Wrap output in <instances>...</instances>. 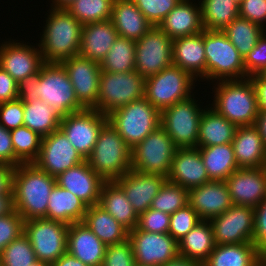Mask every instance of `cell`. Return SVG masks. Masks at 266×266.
Here are the masks:
<instances>
[{"label": "cell", "mask_w": 266, "mask_h": 266, "mask_svg": "<svg viewBox=\"0 0 266 266\" xmlns=\"http://www.w3.org/2000/svg\"><path fill=\"white\" fill-rule=\"evenodd\" d=\"M55 185L56 178L34 163H21L14 168L12 177L14 210L24 221L45 218L50 194Z\"/></svg>", "instance_id": "1"}, {"label": "cell", "mask_w": 266, "mask_h": 266, "mask_svg": "<svg viewBox=\"0 0 266 266\" xmlns=\"http://www.w3.org/2000/svg\"><path fill=\"white\" fill-rule=\"evenodd\" d=\"M47 12L38 41L44 62L61 63L77 56L83 25L65 8L49 7Z\"/></svg>", "instance_id": "2"}, {"label": "cell", "mask_w": 266, "mask_h": 266, "mask_svg": "<svg viewBox=\"0 0 266 266\" xmlns=\"http://www.w3.org/2000/svg\"><path fill=\"white\" fill-rule=\"evenodd\" d=\"M213 107L236 126H251L255 124L258 115L257 95L250 78L242 80H220L209 84Z\"/></svg>", "instance_id": "3"}, {"label": "cell", "mask_w": 266, "mask_h": 266, "mask_svg": "<svg viewBox=\"0 0 266 266\" xmlns=\"http://www.w3.org/2000/svg\"><path fill=\"white\" fill-rule=\"evenodd\" d=\"M86 160L104 181H115L131 170V149L107 122L100 130L93 151Z\"/></svg>", "instance_id": "4"}, {"label": "cell", "mask_w": 266, "mask_h": 266, "mask_svg": "<svg viewBox=\"0 0 266 266\" xmlns=\"http://www.w3.org/2000/svg\"><path fill=\"white\" fill-rule=\"evenodd\" d=\"M206 83L246 79L244 58L222 30L204 29Z\"/></svg>", "instance_id": "5"}, {"label": "cell", "mask_w": 266, "mask_h": 266, "mask_svg": "<svg viewBox=\"0 0 266 266\" xmlns=\"http://www.w3.org/2000/svg\"><path fill=\"white\" fill-rule=\"evenodd\" d=\"M108 122L132 149L160 126L161 112L145 97L132 101L108 116Z\"/></svg>", "instance_id": "6"}, {"label": "cell", "mask_w": 266, "mask_h": 266, "mask_svg": "<svg viewBox=\"0 0 266 266\" xmlns=\"http://www.w3.org/2000/svg\"><path fill=\"white\" fill-rule=\"evenodd\" d=\"M198 82L189 72L172 65L145 78L144 97L161 112L197 93Z\"/></svg>", "instance_id": "7"}, {"label": "cell", "mask_w": 266, "mask_h": 266, "mask_svg": "<svg viewBox=\"0 0 266 266\" xmlns=\"http://www.w3.org/2000/svg\"><path fill=\"white\" fill-rule=\"evenodd\" d=\"M201 101L194 94L161 111L160 126L178 148L197 147L200 118L208 102L211 103L208 100L204 106Z\"/></svg>", "instance_id": "8"}, {"label": "cell", "mask_w": 266, "mask_h": 266, "mask_svg": "<svg viewBox=\"0 0 266 266\" xmlns=\"http://www.w3.org/2000/svg\"><path fill=\"white\" fill-rule=\"evenodd\" d=\"M145 78L138 72L101 71L98 103L95 109L108 116L126 104L144 97Z\"/></svg>", "instance_id": "9"}, {"label": "cell", "mask_w": 266, "mask_h": 266, "mask_svg": "<svg viewBox=\"0 0 266 266\" xmlns=\"http://www.w3.org/2000/svg\"><path fill=\"white\" fill-rule=\"evenodd\" d=\"M37 96L61 117L85 107L78 101L73 85L61 63H44L40 69Z\"/></svg>", "instance_id": "10"}, {"label": "cell", "mask_w": 266, "mask_h": 266, "mask_svg": "<svg viewBox=\"0 0 266 266\" xmlns=\"http://www.w3.org/2000/svg\"><path fill=\"white\" fill-rule=\"evenodd\" d=\"M177 148L165 130L159 126L131 149V169L167 178Z\"/></svg>", "instance_id": "11"}, {"label": "cell", "mask_w": 266, "mask_h": 266, "mask_svg": "<svg viewBox=\"0 0 266 266\" xmlns=\"http://www.w3.org/2000/svg\"><path fill=\"white\" fill-rule=\"evenodd\" d=\"M69 225L45 218L24 221V234L28 237L39 261L53 265L67 253Z\"/></svg>", "instance_id": "12"}, {"label": "cell", "mask_w": 266, "mask_h": 266, "mask_svg": "<svg viewBox=\"0 0 266 266\" xmlns=\"http://www.w3.org/2000/svg\"><path fill=\"white\" fill-rule=\"evenodd\" d=\"M173 40L158 26L136 41L135 71L147 78L173 65Z\"/></svg>", "instance_id": "13"}, {"label": "cell", "mask_w": 266, "mask_h": 266, "mask_svg": "<svg viewBox=\"0 0 266 266\" xmlns=\"http://www.w3.org/2000/svg\"><path fill=\"white\" fill-rule=\"evenodd\" d=\"M108 117L95 108H85L61 118L59 129L86 160L92 153L98 134Z\"/></svg>", "instance_id": "14"}, {"label": "cell", "mask_w": 266, "mask_h": 266, "mask_svg": "<svg viewBox=\"0 0 266 266\" xmlns=\"http://www.w3.org/2000/svg\"><path fill=\"white\" fill-rule=\"evenodd\" d=\"M5 39H0V66L17 83L40 71L45 62L37 42Z\"/></svg>", "instance_id": "15"}, {"label": "cell", "mask_w": 266, "mask_h": 266, "mask_svg": "<svg viewBox=\"0 0 266 266\" xmlns=\"http://www.w3.org/2000/svg\"><path fill=\"white\" fill-rule=\"evenodd\" d=\"M128 239L138 265L162 266L179 255L178 242L169 233L146 232L136 227L128 232Z\"/></svg>", "instance_id": "16"}, {"label": "cell", "mask_w": 266, "mask_h": 266, "mask_svg": "<svg viewBox=\"0 0 266 266\" xmlns=\"http://www.w3.org/2000/svg\"><path fill=\"white\" fill-rule=\"evenodd\" d=\"M209 222L216 245L252 242L254 207L232 205Z\"/></svg>", "instance_id": "17"}, {"label": "cell", "mask_w": 266, "mask_h": 266, "mask_svg": "<svg viewBox=\"0 0 266 266\" xmlns=\"http://www.w3.org/2000/svg\"><path fill=\"white\" fill-rule=\"evenodd\" d=\"M83 161L85 159L74 148L65 134L58 129L42 138L39 155L33 163L56 178L59 174Z\"/></svg>", "instance_id": "18"}, {"label": "cell", "mask_w": 266, "mask_h": 266, "mask_svg": "<svg viewBox=\"0 0 266 266\" xmlns=\"http://www.w3.org/2000/svg\"><path fill=\"white\" fill-rule=\"evenodd\" d=\"M73 85L76 98L85 108H95L98 103L100 63L79 55L61 62Z\"/></svg>", "instance_id": "19"}, {"label": "cell", "mask_w": 266, "mask_h": 266, "mask_svg": "<svg viewBox=\"0 0 266 266\" xmlns=\"http://www.w3.org/2000/svg\"><path fill=\"white\" fill-rule=\"evenodd\" d=\"M233 205L256 207L266 197V171L238 168L226 180Z\"/></svg>", "instance_id": "20"}, {"label": "cell", "mask_w": 266, "mask_h": 266, "mask_svg": "<svg viewBox=\"0 0 266 266\" xmlns=\"http://www.w3.org/2000/svg\"><path fill=\"white\" fill-rule=\"evenodd\" d=\"M167 178L159 174H144L131 169L115 182L123 189L127 199L139 216L148 210Z\"/></svg>", "instance_id": "21"}, {"label": "cell", "mask_w": 266, "mask_h": 266, "mask_svg": "<svg viewBox=\"0 0 266 266\" xmlns=\"http://www.w3.org/2000/svg\"><path fill=\"white\" fill-rule=\"evenodd\" d=\"M188 204L200 220L209 221L225 212L233 204L225 181L210 180L188 190Z\"/></svg>", "instance_id": "22"}, {"label": "cell", "mask_w": 266, "mask_h": 266, "mask_svg": "<svg viewBox=\"0 0 266 266\" xmlns=\"http://www.w3.org/2000/svg\"><path fill=\"white\" fill-rule=\"evenodd\" d=\"M104 182L89 166L87 160L56 177L58 186L76 195L88 207L98 204Z\"/></svg>", "instance_id": "23"}, {"label": "cell", "mask_w": 266, "mask_h": 266, "mask_svg": "<svg viewBox=\"0 0 266 266\" xmlns=\"http://www.w3.org/2000/svg\"><path fill=\"white\" fill-rule=\"evenodd\" d=\"M167 180L187 190L211 180L197 147L176 149Z\"/></svg>", "instance_id": "24"}, {"label": "cell", "mask_w": 266, "mask_h": 266, "mask_svg": "<svg viewBox=\"0 0 266 266\" xmlns=\"http://www.w3.org/2000/svg\"><path fill=\"white\" fill-rule=\"evenodd\" d=\"M173 65L189 72L196 80L206 81V58L204 30L200 33L180 37L172 42Z\"/></svg>", "instance_id": "25"}, {"label": "cell", "mask_w": 266, "mask_h": 266, "mask_svg": "<svg viewBox=\"0 0 266 266\" xmlns=\"http://www.w3.org/2000/svg\"><path fill=\"white\" fill-rule=\"evenodd\" d=\"M106 245L84 222L70 224L67 231V252L88 266H102Z\"/></svg>", "instance_id": "26"}, {"label": "cell", "mask_w": 266, "mask_h": 266, "mask_svg": "<svg viewBox=\"0 0 266 266\" xmlns=\"http://www.w3.org/2000/svg\"><path fill=\"white\" fill-rule=\"evenodd\" d=\"M158 27L172 40L202 32L204 27L199 1H179L159 23Z\"/></svg>", "instance_id": "27"}, {"label": "cell", "mask_w": 266, "mask_h": 266, "mask_svg": "<svg viewBox=\"0 0 266 266\" xmlns=\"http://www.w3.org/2000/svg\"><path fill=\"white\" fill-rule=\"evenodd\" d=\"M118 36L111 19L85 24L78 55L101 63Z\"/></svg>", "instance_id": "28"}, {"label": "cell", "mask_w": 266, "mask_h": 266, "mask_svg": "<svg viewBox=\"0 0 266 266\" xmlns=\"http://www.w3.org/2000/svg\"><path fill=\"white\" fill-rule=\"evenodd\" d=\"M232 145L239 168L264 167L266 149L254 125L237 126Z\"/></svg>", "instance_id": "29"}, {"label": "cell", "mask_w": 266, "mask_h": 266, "mask_svg": "<svg viewBox=\"0 0 266 266\" xmlns=\"http://www.w3.org/2000/svg\"><path fill=\"white\" fill-rule=\"evenodd\" d=\"M111 21L120 37L134 41L153 26L132 0H114Z\"/></svg>", "instance_id": "30"}, {"label": "cell", "mask_w": 266, "mask_h": 266, "mask_svg": "<svg viewBox=\"0 0 266 266\" xmlns=\"http://www.w3.org/2000/svg\"><path fill=\"white\" fill-rule=\"evenodd\" d=\"M202 266H266L252 242L216 245Z\"/></svg>", "instance_id": "31"}, {"label": "cell", "mask_w": 266, "mask_h": 266, "mask_svg": "<svg viewBox=\"0 0 266 266\" xmlns=\"http://www.w3.org/2000/svg\"><path fill=\"white\" fill-rule=\"evenodd\" d=\"M98 205L128 231L137 227L138 215L123 189L115 181H105L103 183Z\"/></svg>", "instance_id": "32"}, {"label": "cell", "mask_w": 266, "mask_h": 266, "mask_svg": "<svg viewBox=\"0 0 266 266\" xmlns=\"http://www.w3.org/2000/svg\"><path fill=\"white\" fill-rule=\"evenodd\" d=\"M236 129L235 124L208 104L200 118L197 147L232 143Z\"/></svg>", "instance_id": "33"}, {"label": "cell", "mask_w": 266, "mask_h": 266, "mask_svg": "<svg viewBox=\"0 0 266 266\" xmlns=\"http://www.w3.org/2000/svg\"><path fill=\"white\" fill-rule=\"evenodd\" d=\"M87 208L88 206L76 195L56 184L50 194L45 219L67 225L83 222Z\"/></svg>", "instance_id": "34"}, {"label": "cell", "mask_w": 266, "mask_h": 266, "mask_svg": "<svg viewBox=\"0 0 266 266\" xmlns=\"http://www.w3.org/2000/svg\"><path fill=\"white\" fill-rule=\"evenodd\" d=\"M215 246L210 222L201 220L178 242V254L203 264Z\"/></svg>", "instance_id": "35"}, {"label": "cell", "mask_w": 266, "mask_h": 266, "mask_svg": "<svg viewBox=\"0 0 266 266\" xmlns=\"http://www.w3.org/2000/svg\"><path fill=\"white\" fill-rule=\"evenodd\" d=\"M83 222L107 246L128 239V230L98 204L87 208Z\"/></svg>", "instance_id": "36"}, {"label": "cell", "mask_w": 266, "mask_h": 266, "mask_svg": "<svg viewBox=\"0 0 266 266\" xmlns=\"http://www.w3.org/2000/svg\"><path fill=\"white\" fill-rule=\"evenodd\" d=\"M197 148L211 180L225 181L239 168L232 143Z\"/></svg>", "instance_id": "37"}, {"label": "cell", "mask_w": 266, "mask_h": 266, "mask_svg": "<svg viewBox=\"0 0 266 266\" xmlns=\"http://www.w3.org/2000/svg\"><path fill=\"white\" fill-rule=\"evenodd\" d=\"M61 118L49 104L40 99L24 102V126L33 130L42 138L59 129Z\"/></svg>", "instance_id": "38"}, {"label": "cell", "mask_w": 266, "mask_h": 266, "mask_svg": "<svg viewBox=\"0 0 266 266\" xmlns=\"http://www.w3.org/2000/svg\"><path fill=\"white\" fill-rule=\"evenodd\" d=\"M203 27L206 30H223L239 17L236 0H198Z\"/></svg>", "instance_id": "39"}, {"label": "cell", "mask_w": 266, "mask_h": 266, "mask_svg": "<svg viewBox=\"0 0 266 266\" xmlns=\"http://www.w3.org/2000/svg\"><path fill=\"white\" fill-rule=\"evenodd\" d=\"M222 31L226 34L229 41L235 46L240 55L245 58L266 30L247 19L237 17Z\"/></svg>", "instance_id": "40"}, {"label": "cell", "mask_w": 266, "mask_h": 266, "mask_svg": "<svg viewBox=\"0 0 266 266\" xmlns=\"http://www.w3.org/2000/svg\"><path fill=\"white\" fill-rule=\"evenodd\" d=\"M136 41L118 36L100 63L102 71L111 73L135 71Z\"/></svg>", "instance_id": "41"}, {"label": "cell", "mask_w": 266, "mask_h": 266, "mask_svg": "<svg viewBox=\"0 0 266 266\" xmlns=\"http://www.w3.org/2000/svg\"><path fill=\"white\" fill-rule=\"evenodd\" d=\"M114 0H75L65 9L82 24L111 19Z\"/></svg>", "instance_id": "42"}, {"label": "cell", "mask_w": 266, "mask_h": 266, "mask_svg": "<svg viewBox=\"0 0 266 266\" xmlns=\"http://www.w3.org/2000/svg\"><path fill=\"white\" fill-rule=\"evenodd\" d=\"M15 157L21 163H33L40 152L42 137L26 126L10 131Z\"/></svg>", "instance_id": "43"}, {"label": "cell", "mask_w": 266, "mask_h": 266, "mask_svg": "<svg viewBox=\"0 0 266 266\" xmlns=\"http://www.w3.org/2000/svg\"><path fill=\"white\" fill-rule=\"evenodd\" d=\"M188 204V190L168 180L160 188L150 208L173 214Z\"/></svg>", "instance_id": "44"}, {"label": "cell", "mask_w": 266, "mask_h": 266, "mask_svg": "<svg viewBox=\"0 0 266 266\" xmlns=\"http://www.w3.org/2000/svg\"><path fill=\"white\" fill-rule=\"evenodd\" d=\"M37 261L28 237L23 233L0 253V266H29Z\"/></svg>", "instance_id": "45"}, {"label": "cell", "mask_w": 266, "mask_h": 266, "mask_svg": "<svg viewBox=\"0 0 266 266\" xmlns=\"http://www.w3.org/2000/svg\"><path fill=\"white\" fill-rule=\"evenodd\" d=\"M200 221L196 211L187 204L170 215L168 233L179 242Z\"/></svg>", "instance_id": "46"}, {"label": "cell", "mask_w": 266, "mask_h": 266, "mask_svg": "<svg viewBox=\"0 0 266 266\" xmlns=\"http://www.w3.org/2000/svg\"><path fill=\"white\" fill-rule=\"evenodd\" d=\"M147 20L153 25L159 23L181 0H132Z\"/></svg>", "instance_id": "47"}, {"label": "cell", "mask_w": 266, "mask_h": 266, "mask_svg": "<svg viewBox=\"0 0 266 266\" xmlns=\"http://www.w3.org/2000/svg\"><path fill=\"white\" fill-rule=\"evenodd\" d=\"M102 266H135L133 247L129 239L107 245Z\"/></svg>", "instance_id": "48"}, {"label": "cell", "mask_w": 266, "mask_h": 266, "mask_svg": "<svg viewBox=\"0 0 266 266\" xmlns=\"http://www.w3.org/2000/svg\"><path fill=\"white\" fill-rule=\"evenodd\" d=\"M23 233L24 219L16 210H13L10 214L0 216V253Z\"/></svg>", "instance_id": "49"}, {"label": "cell", "mask_w": 266, "mask_h": 266, "mask_svg": "<svg viewBox=\"0 0 266 266\" xmlns=\"http://www.w3.org/2000/svg\"><path fill=\"white\" fill-rule=\"evenodd\" d=\"M170 214L149 208L138 216L137 228L146 232L168 233Z\"/></svg>", "instance_id": "50"}, {"label": "cell", "mask_w": 266, "mask_h": 266, "mask_svg": "<svg viewBox=\"0 0 266 266\" xmlns=\"http://www.w3.org/2000/svg\"><path fill=\"white\" fill-rule=\"evenodd\" d=\"M246 78L266 72V31L244 58Z\"/></svg>", "instance_id": "51"}, {"label": "cell", "mask_w": 266, "mask_h": 266, "mask_svg": "<svg viewBox=\"0 0 266 266\" xmlns=\"http://www.w3.org/2000/svg\"><path fill=\"white\" fill-rule=\"evenodd\" d=\"M24 102L17 98L0 104V125L11 131L24 125Z\"/></svg>", "instance_id": "52"}, {"label": "cell", "mask_w": 266, "mask_h": 266, "mask_svg": "<svg viewBox=\"0 0 266 266\" xmlns=\"http://www.w3.org/2000/svg\"><path fill=\"white\" fill-rule=\"evenodd\" d=\"M252 243L266 260V197L254 208V233Z\"/></svg>", "instance_id": "53"}, {"label": "cell", "mask_w": 266, "mask_h": 266, "mask_svg": "<svg viewBox=\"0 0 266 266\" xmlns=\"http://www.w3.org/2000/svg\"><path fill=\"white\" fill-rule=\"evenodd\" d=\"M239 17L266 30V0H242L239 3Z\"/></svg>", "instance_id": "54"}, {"label": "cell", "mask_w": 266, "mask_h": 266, "mask_svg": "<svg viewBox=\"0 0 266 266\" xmlns=\"http://www.w3.org/2000/svg\"><path fill=\"white\" fill-rule=\"evenodd\" d=\"M0 164L17 167L21 162L15 157L10 131L0 125Z\"/></svg>", "instance_id": "55"}, {"label": "cell", "mask_w": 266, "mask_h": 266, "mask_svg": "<svg viewBox=\"0 0 266 266\" xmlns=\"http://www.w3.org/2000/svg\"><path fill=\"white\" fill-rule=\"evenodd\" d=\"M18 98V83L0 66V104Z\"/></svg>", "instance_id": "56"}, {"label": "cell", "mask_w": 266, "mask_h": 266, "mask_svg": "<svg viewBox=\"0 0 266 266\" xmlns=\"http://www.w3.org/2000/svg\"><path fill=\"white\" fill-rule=\"evenodd\" d=\"M39 78L40 71L32 76L26 77L18 83V98L22 102H32L39 99L37 96Z\"/></svg>", "instance_id": "57"}, {"label": "cell", "mask_w": 266, "mask_h": 266, "mask_svg": "<svg viewBox=\"0 0 266 266\" xmlns=\"http://www.w3.org/2000/svg\"><path fill=\"white\" fill-rule=\"evenodd\" d=\"M249 78L256 90L258 110H266V72L255 74Z\"/></svg>", "instance_id": "58"}, {"label": "cell", "mask_w": 266, "mask_h": 266, "mask_svg": "<svg viewBox=\"0 0 266 266\" xmlns=\"http://www.w3.org/2000/svg\"><path fill=\"white\" fill-rule=\"evenodd\" d=\"M14 167L0 164V195L12 193V177Z\"/></svg>", "instance_id": "59"}, {"label": "cell", "mask_w": 266, "mask_h": 266, "mask_svg": "<svg viewBox=\"0 0 266 266\" xmlns=\"http://www.w3.org/2000/svg\"><path fill=\"white\" fill-rule=\"evenodd\" d=\"M254 126L258 129L264 148L266 149V110H258Z\"/></svg>", "instance_id": "60"}, {"label": "cell", "mask_w": 266, "mask_h": 266, "mask_svg": "<svg viewBox=\"0 0 266 266\" xmlns=\"http://www.w3.org/2000/svg\"><path fill=\"white\" fill-rule=\"evenodd\" d=\"M13 210V194L0 195V216L10 214Z\"/></svg>", "instance_id": "61"}, {"label": "cell", "mask_w": 266, "mask_h": 266, "mask_svg": "<svg viewBox=\"0 0 266 266\" xmlns=\"http://www.w3.org/2000/svg\"><path fill=\"white\" fill-rule=\"evenodd\" d=\"M52 266H88L68 252L61 256Z\"/></svg>", "instance_id": "62"}, {"label": "cell", "mask_w": 266, "mask_h": 266, "mask_svg": "<svg viewBox=\"0 0 266 266\" xmlns=\"http://www.w3.org/2000/svg\"><path fill=\"white\" fill-rule=\"evenodd\" d=\"M162 266H202V264L178 255L175 259L168 261Z\"/></svg>", "instance_id": "63"}, {"label": "cell", "mask_w": 266, "mask_h": 266, "mask_svg": "<svg viewBox=\"0 0 266 266\" xmlns=\"http://www.w3.org/2000/svg\"><path fill=\"white\" fill-rule=\"evenodd\" d=\"M75 0H50L49 7L54 8H66L69 4H71ZM52 2V3H51Z\"/></svg>", "instance_id": "64"}, {"label": "cell", "mask_w": 266, "mask_h": 266, "mask_svg": "<svg viewBox=\"0 0 266 266\" xmlns=\"http://www.w3.org/2000/svg\"><path fill=\"white\" fill-rule=\"evenodd\" d=\"M29 266H52V265L49 263H45L43 261L37 260L34 263L30 264Z\"/></svg>", "instance_id": "65"}, {"label": "cell", "mask_w": 266, "mask_h": 266, "mask_svg": "<svg viewBox=\"0 0 266 266\" xmlns=\"http://www.w3.org/2000/svg\"><path fill=\"white\" fill-rule=\"evenodd\" d=\"M264 170L266 171V159H265V164H264Z\"/></svg>", "instance_id": "66"}]
</instances>
